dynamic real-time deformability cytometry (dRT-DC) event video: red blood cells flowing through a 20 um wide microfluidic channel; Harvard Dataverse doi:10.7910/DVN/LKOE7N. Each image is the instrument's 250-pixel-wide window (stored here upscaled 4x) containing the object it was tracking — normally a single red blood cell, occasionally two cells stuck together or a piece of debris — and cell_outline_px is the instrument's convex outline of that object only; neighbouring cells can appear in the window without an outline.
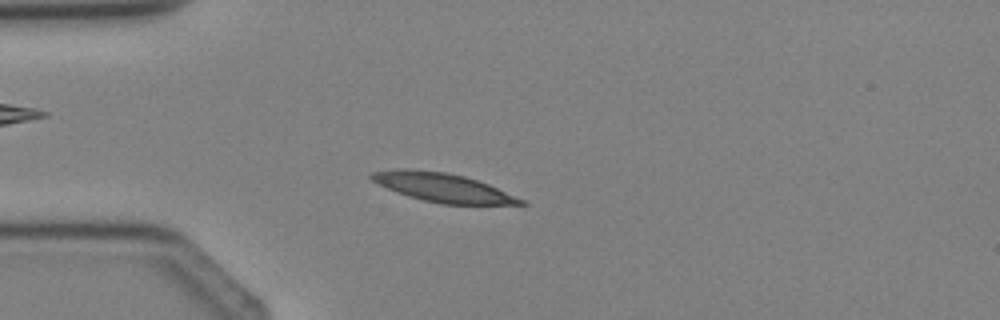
{"species": "Egyptian fruit bat (a non-hibernating species)", "species_latin": "Rousettus aegyptiacus", "temperature_condition": "cold", "stored_images_in_passage": 2, "camera_frame_rate_fps": 3000, "um_per_image_px": 0.085, "animal": {"sex": "female"}, "frame": {"image": 1, "passage_image": 2, "time_ms": 1.333, "image_size_px": [1000, 320], "cell_outline_px": [[528, 204], [444, 204], [424, 200], [408, 196], [396, 192], [372, 180], [368, 176], [372, 172], [400, 168], [408, 168], [448, 172], [464, 176], [488, 184], [524, 200]], "centroid_in_image_um": [37.6, 15.92], "position_along_channel_um": 47.4, "area_um2": 24.74}}